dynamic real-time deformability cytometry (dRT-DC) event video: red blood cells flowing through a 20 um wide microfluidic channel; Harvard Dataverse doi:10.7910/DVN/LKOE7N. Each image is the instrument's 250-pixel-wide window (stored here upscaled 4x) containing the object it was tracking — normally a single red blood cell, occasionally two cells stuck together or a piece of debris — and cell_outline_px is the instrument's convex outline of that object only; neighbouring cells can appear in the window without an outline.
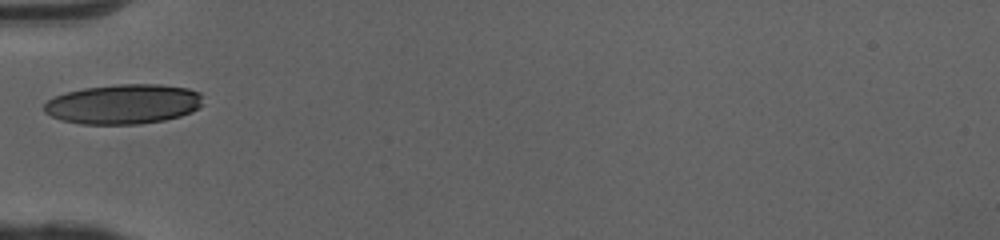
{"species": "human", "species_latin": "Homo sapiens", "temperature_condition": "cold", "stored_images_in_passage": 27, "camera_frame_rate_fps": 3000, "um_per_image_px": 0.085, "donor": {"sex": "female"}, "frame": {"image": 1, "passage_image": 1, "time_ms": 0.0, "image_size_px": [1000, 240], "cell_outline_px": [[204, 104], [200, 108], [192, 112], [180, 116], [164, 120], [140, 124], [80, 124], [60, 120], [44, 112], [44, 104], [48, 100], [56, 96], [68, 92], [84, 88], [120, 84], [160, 84], [188, 88], [200, 92]], "centroid_in_image_um": [10.53, 8.85], "position_along_channel_um": 74.5, "area_um2": 37.05}}
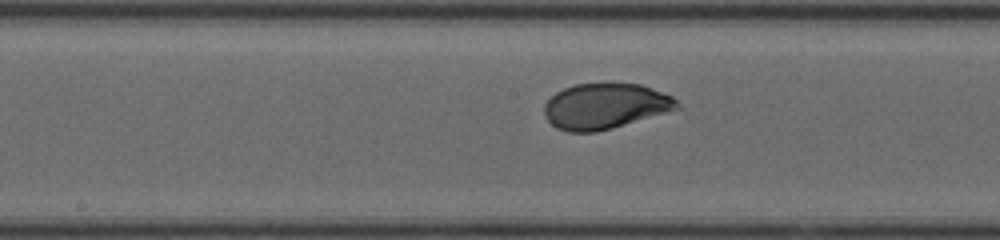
{"frame": {"image": 2, "passage_image": 10, "time_ms": 3.0, "image_size_px": [1000, 240], "cell_outline_px": [[684, 108], [612, 128], [596, 132], [568, 132], [556, 128], [544, 116], [544, 104], [556, 92], [564, 88], [576, 84], [640, 84], [652, 88], [672, 96]], "centroid_in_image_um": [51.47, 9.04], "position_along_channel_um": 196.7, "area_um2": 35.37}}
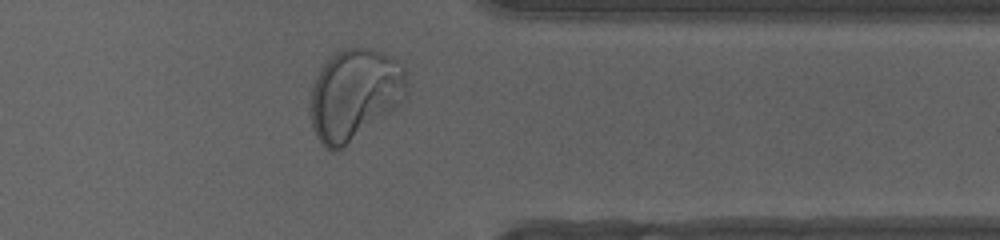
{"frame": {"image": 3, "passage_image": 24, "time_ms": 7.667, "image_size_px": [1000, 240], "cell_outline_px": [[408, 96], [344, 148], [336, 152], [332, 152], [324, 148], [320, 144], [312, 128], [312, 84], [320, 68], [340, 48], [372, 48], [396, 60], [404, 68], [408, 80]], "centroid_in_image_um": [30.14, 8.04], "position_along_channel_um": 381.3, "area_um2": 51.15}, "authors_computed_cell_mechanics": {"area_um2": 36.125, "velocity_mm_per_s": 4.0583, "shape_relaxation_time_tau1_ms": 2.5248, "shape_relaxation_time_tau2_ms": null, "deformation_change_tau1": 0.1245, "deformation_change_tau2": null}}